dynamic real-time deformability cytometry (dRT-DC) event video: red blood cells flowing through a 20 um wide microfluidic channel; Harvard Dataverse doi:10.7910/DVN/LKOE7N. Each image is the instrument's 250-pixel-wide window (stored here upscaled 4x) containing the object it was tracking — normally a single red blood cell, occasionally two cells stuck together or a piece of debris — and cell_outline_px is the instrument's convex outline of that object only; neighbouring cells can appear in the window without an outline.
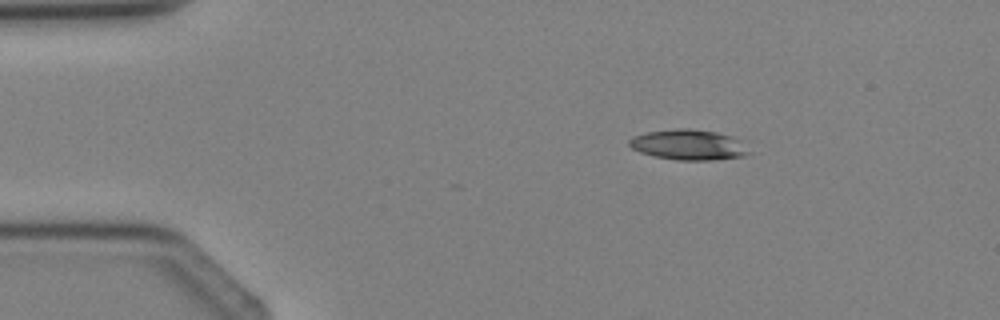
{"species": "Egyptian fruit bat (a non-hibernating species)", "species_latin": "Rousettus aegyptiacus", "temperature_condition": "cold", "stored_images_in_passage": 3, "camera_frame_rate_fps": 3000, "um_per_image_px": 0.085, "animal": {"sex": "female"}, "frame": {"image": 1, "passage_image": 2, "time_ms": 1.333, "image_size_px": [1000, 320], "cell_outline_px": [[752, 152], [744, 156], [708, 160], [676, 160], [656, 156], [640, 152], [632, 148], [628, 144], [628, 140], [632, 136], [644, 132], [676, 128], [692, 128], [716, 132], [732, 136], [740, 140]], "centroid_in_image_um": [58.52, 12.29], "position_along_channel_um": 26.5, "area_um2": 21.39}}
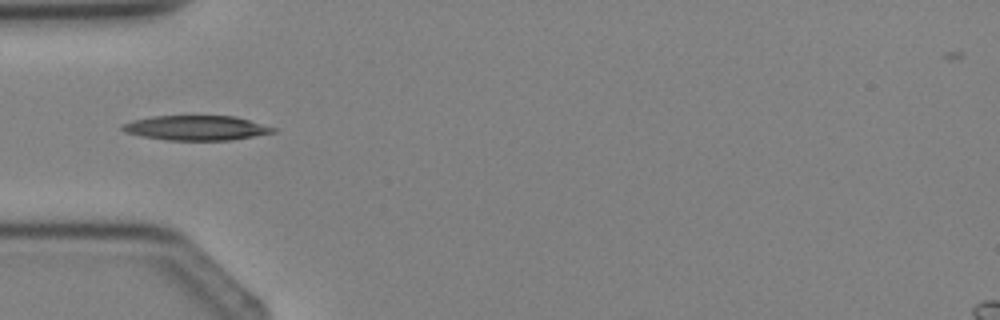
{"frame": {"image": 2, "passage_image": 3, "time_ms": 3.333, "image_size_px": [1000, 320], "cell_outline_px": [[276, 132], [232, 140], [168, 140], [140, 136], [124, 132], [120, 128], [120, 124], [132, 120], [152, 116], [236, 116], [276, 128]], "centroid_in_image_um": [16.64, 10.87], "position_along_channel_um": 68.4, "area_um2": 21.85}}